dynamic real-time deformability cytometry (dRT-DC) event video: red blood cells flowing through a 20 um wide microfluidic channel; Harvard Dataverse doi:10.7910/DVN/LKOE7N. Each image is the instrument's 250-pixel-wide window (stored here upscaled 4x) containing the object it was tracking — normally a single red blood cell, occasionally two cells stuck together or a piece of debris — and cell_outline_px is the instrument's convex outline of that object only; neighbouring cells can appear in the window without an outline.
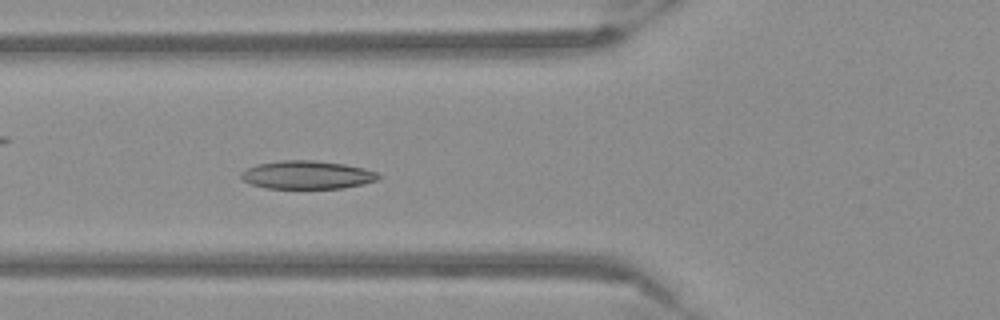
{"species": "Egyptian fruit bat (a non-hibernating species)", "species_latin": "Rousettus aegyptiacus", "temperature_condition": "warm", "stored_images_in_passage": 44, "camera_frame_rate_fps": 3000, "um_per_image_px": 0.085, "frame": {"image": 1, "passage_image": 10, "time_ms": 3.0, "image_size_px": [1000, 320], "cell_outline_px": [[380, 176], [376, 180], [364, 184], [344, 188], [268, 188], [252, 184], [244, 180], [240, 176], [240, 172], [256, 164], [280, 160], [312, 160], [344, 164], [364, 168], [376, 172]], "centroid_in_image_um": [26.1, 14.86], "position_along_channel_um": 99.7, "area_um2": 22.48}}
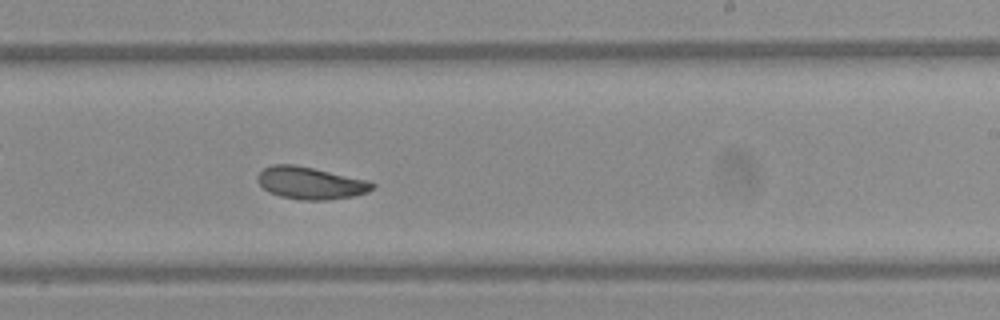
{"frame": {"image": 2, "passage_image": 23, "time_ms": 7.333, "image_size_px": [1000, 320], "cell_outline_px": [[376, 184], [368, 192], [356, 196], [328, 200], [300, 200], [280, 196], [268, 192], [256, 180], [256, 176], [264, 168], [272, 164], [292, 164], [372, 180]], "centroid_in_image_um": [26.42, 15.56], "position_along_channel_um": 262.6, "area_um2": 21.85}}
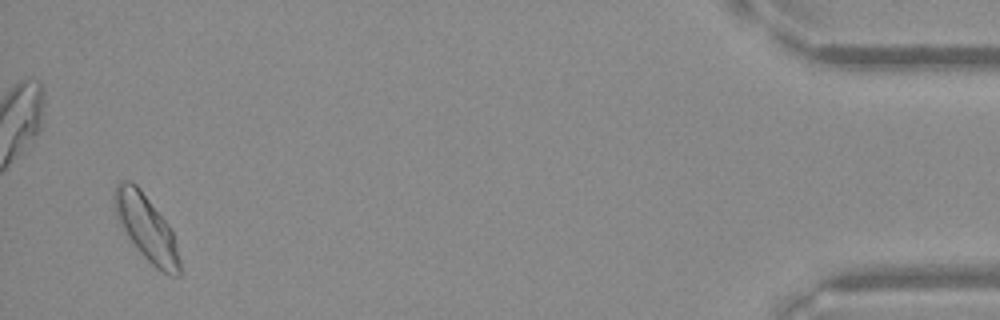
{"frame": {"image": 3, "passage_image": 42, "time_ms": 13.667, "image_size_px": [1000, 320], "cell_outline_px": [[180, 276], [176, 276], [164, 272], [156, 268], [144, 256], [128, 236], [116, 216], [112, 200], [112, 196], [116, 184], [120, 180], [128, 180], [136, 184], [140, 188], [168, 224], [172, 232], [180, 260]], "centroid_in_image_um": [12.41, 19.31], "position_along_channel_um": 422.8, "area_um2": 24.57}}